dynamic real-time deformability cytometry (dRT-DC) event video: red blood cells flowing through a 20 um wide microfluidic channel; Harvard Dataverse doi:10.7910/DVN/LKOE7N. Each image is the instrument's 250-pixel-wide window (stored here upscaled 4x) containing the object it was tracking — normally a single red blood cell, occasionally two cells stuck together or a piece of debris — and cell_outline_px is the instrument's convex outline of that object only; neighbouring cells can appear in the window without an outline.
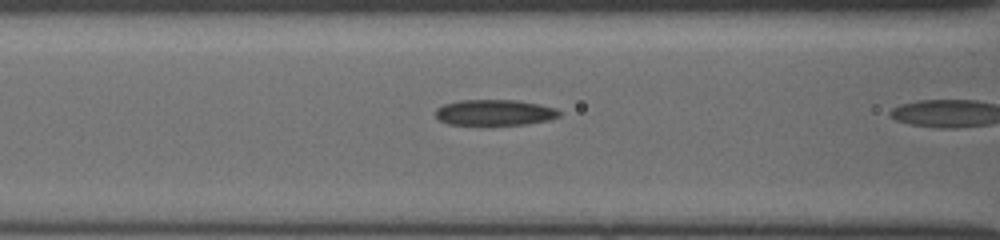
{"species": "common noctule bat (a hibernating species)", "species_latin": "Nyctalus noctula", "temperature_condition": "cold", "stored_images_in_passage": 9, "camera_frame_rate_fps": 3000, "um_per_image_px": 0.085, "animal": {"sex": "female", "body_mass_g": 19.5, "forearm_length_mm": 54.1}, "frame": {"image": 1, "passage_image": 8, "time_ms": 2.333, "image_size_px": [1000, 240], "cell_outline_px": [[560, 116], [548, 120], [524, 124], [488, 128], [480, 128], [448, 124], [440, 120], [436, 116], [436, 108], [444, 104], [460, 100], [516, 100], [540, 104], [556, 108], [560, 112]], "centroid_in_image_um": [42.0, 9.62], "position_along_channel_um": 124.6, "area_um2": 19.65}}